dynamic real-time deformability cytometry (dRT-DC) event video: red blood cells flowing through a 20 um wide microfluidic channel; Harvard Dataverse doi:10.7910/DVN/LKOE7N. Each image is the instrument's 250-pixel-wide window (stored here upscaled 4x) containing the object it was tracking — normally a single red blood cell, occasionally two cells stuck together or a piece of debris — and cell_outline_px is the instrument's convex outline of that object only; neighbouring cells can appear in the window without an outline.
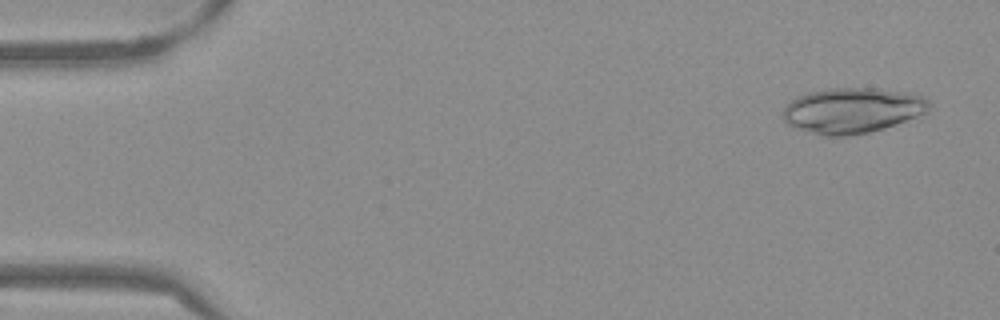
{"species": "Egyptian fruit bat (a non-hibernating species)", "species_latin": "Rousettus aegyptiacus", "temperature_condition": "warm", "stored_images_in_passage": 15, "camera_frame_rate_fps": 3000, "um_per_image_px": 0.085, "frame": {"image": 1, "passage_image": 3, "time_ms": 0.667, "image_size_px": [1000, 320], "cell_outline_px": [[932, 104], [928, 112], [884, 128], [868, 132], [848, 136], [824, 136], [788, 124], [784, 120], [784, 108], [796, 96], [808, 92], [828, 88], [880, 88], [904, 92], [924, 96]], "centroid_in_image_um": [72.49, 9.37], "position_along_channel_um": 12.5, "area_um2": 38.55}}